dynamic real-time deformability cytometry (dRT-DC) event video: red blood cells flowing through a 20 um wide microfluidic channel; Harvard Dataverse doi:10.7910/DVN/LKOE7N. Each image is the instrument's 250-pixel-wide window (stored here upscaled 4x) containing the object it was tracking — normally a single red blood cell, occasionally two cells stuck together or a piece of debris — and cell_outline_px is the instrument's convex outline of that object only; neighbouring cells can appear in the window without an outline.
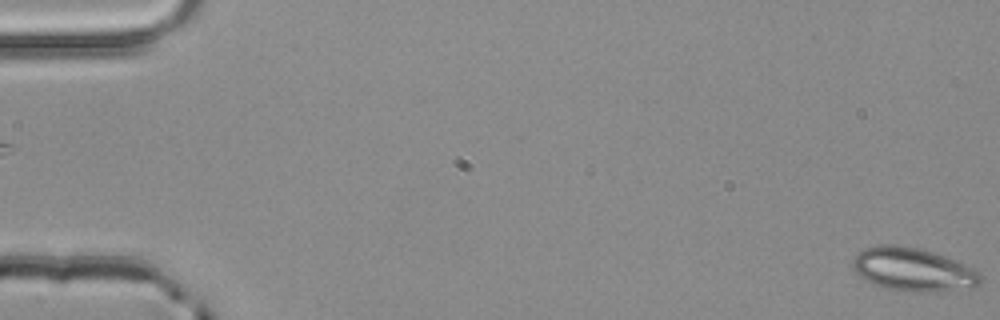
{"species": "common noctule bat (a hibernating species)", "species_latin": "Nyctalus noctula", "temperature_condition": "room temperature", "stored_images_in_passage": 55, "camera_frame_rate_fps": 3000, "um_per_image_px": 0.085, "animal": {"sex": "male", "body_mass_g": 20.4}, "frame": {"image": 1, "passage_image": 1, "time_ms": 0.0, "image_size_px": [1000, 320], "cell_outline_px": [[980, 284], [972, 288], [936, 292], [904, 292], [884, 288], [872, 284], [860, 276], [852, 268], [852, 260], [864, 248], [876, 244], [900, 244], [920, 248], [944, 256], [964, 264], [980, 272]], "centroid_in_image_um": [77.59, 22.92], "position_along_channel_um": 7.4, "area_um2": 32.71}}
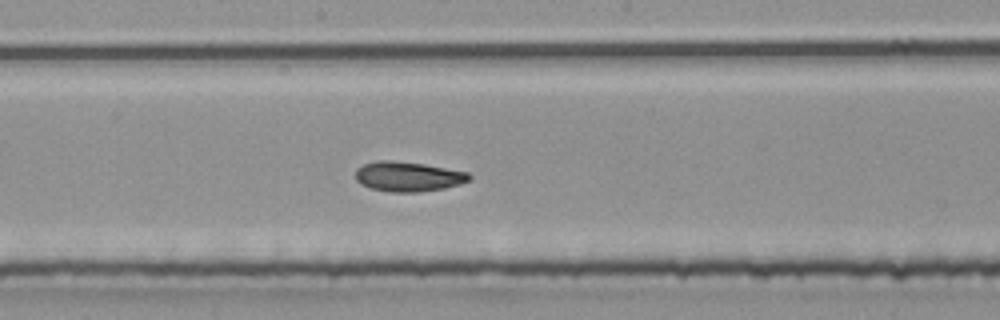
{"frame": {"image": 2, "passage_image": 30, "time_ms": 9.667, "image_size_px": [1000, 320], "cell_outline_px": [[472, 176], [468, 180], [460, 184], [444, 188], [416, 192], [388, 192], [372, 188], [360, 184], [356, 180], [356, 168], [364, 164], [376, 160], [392, 160], [424, 164], [468, 172]], "centroid_in_image_um": [34.66, 15.0], "position_along_channel_um": 213.5, "area_um2": 19.77}}
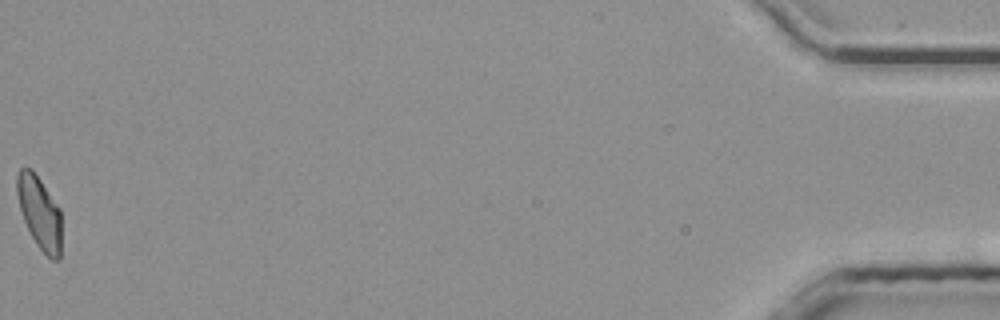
{"frame": {"image": 3, "passage_image": 55, "time_ms": 18.0, "image_size_px": [1000, 320], "cell_outline_px": [[60, 260], [52, 260], [36, 244], [24, 220], [20, 208], [16, 192], [16, 176], [20, 168], [32, 168], [60, 208]], "centroid_in_image_um": [3.35, 18.04], "position_along_channel_um": 431.9, "area_um2": 18.67}, "authors_computed_cell_mechanics": {"area_um2": 19.5942, "velocity_mm_per_s": 3.8951, "shape_relaxation_time_tau1_ms": 2.7201, "shape_relaxation_time_tau2_ms": 3.3822, "deformation_change_tau1": 0.1278, "deformation_change_tau2": 0.0943}}